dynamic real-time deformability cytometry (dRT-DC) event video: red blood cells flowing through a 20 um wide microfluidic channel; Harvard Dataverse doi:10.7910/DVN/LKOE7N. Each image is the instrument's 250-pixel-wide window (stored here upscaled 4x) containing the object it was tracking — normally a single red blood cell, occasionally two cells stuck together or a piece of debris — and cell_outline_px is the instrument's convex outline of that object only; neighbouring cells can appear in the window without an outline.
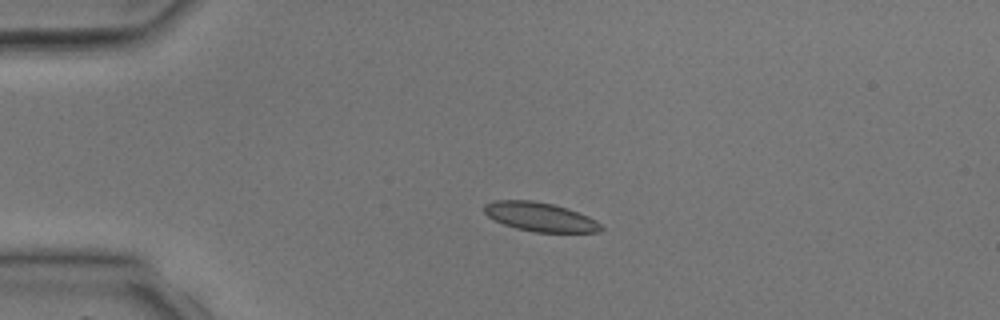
{"species": "common noctule bat (a hibernating species)", "species_latin": "Nyctalus noctula", "temperature_condition": "room temperature", "stored_images_in_passage": 4, "camera_frame_rate_fps": 3000, "um_per_image_px": 0.085, "animal": {"sex": "male", "body_mass_g": 17.9, "forearm_length_mm": 54.2}, "frame": {"image": 1, "passage_image": 3, "time_ms": 2.0, "image_size_px": [1000, 320], "cell_outline_px": [[604, 228], [600, 232], [536, 232], [516, 228], [504, 224], [488, 216], [484, 212], [484, 204], [496, 200], [532, 200], [552, 204], [568, 208], [588, 216], [596, 220]], "centroid_in_image_um": [45.93, 18.43], "position_along_channel_um": 39.1, "area_um2": 19.65}}
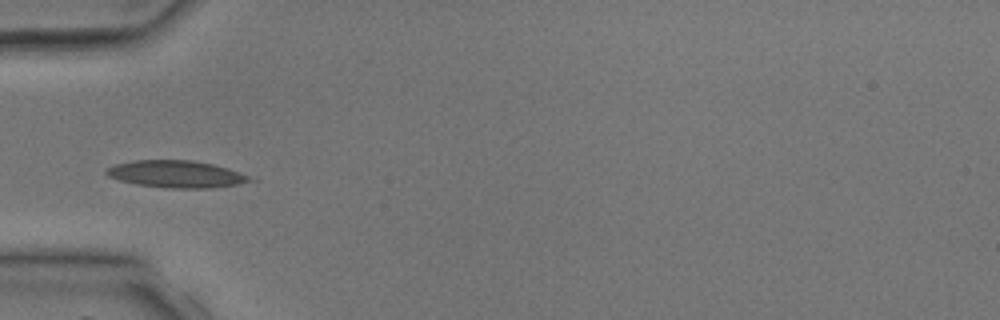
{"frame": {"image": 2, "passage_image": 4, "time_ms": 3.333, "image_size_px": [1000, 320], "cell_outline_px": [[256, 180], [236, 184], [212, 188], [168, 188], [136, 184], [120, 180], [108, 176], [104, 172], [104, 168], [116, 164], [136, 160], [192, 160], [212, 164], [228, 168], [248, 176]], "centroid_in_image_um": [14.94, 14.8], "position_along_channel_um": 70.1, "area_um2": 22.54}}